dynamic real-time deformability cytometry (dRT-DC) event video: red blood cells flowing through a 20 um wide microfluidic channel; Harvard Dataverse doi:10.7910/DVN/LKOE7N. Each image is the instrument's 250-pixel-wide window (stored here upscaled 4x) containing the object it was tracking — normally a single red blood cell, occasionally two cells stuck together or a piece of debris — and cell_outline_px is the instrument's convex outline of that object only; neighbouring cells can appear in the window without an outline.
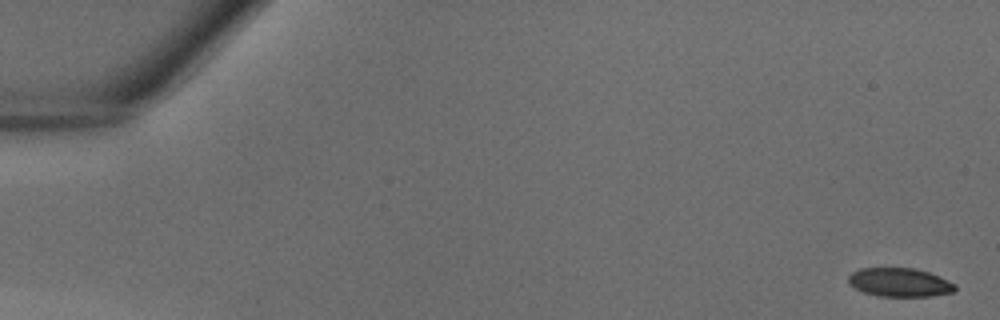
{"species": "common noctule bat (a hibernating species)", "species_latin": "Nyctalus noctula", "temperature_condition": "warm", "stored_images_in_passage": 4, "camera_frame_rate_fps": 3000, "um_per_image_px": 0.085, "animal": {"sex": "male", "body_mass_g": 18.8}, "frame": {"image": 1, "passage_image": 1, "time_ms": 0.0, "image_size_px": [1000, 320], "cell_outline_px": [[956, 288], [952, 292], [932, 296], [880, 296], [864, 292], [848, 284], [848, 276], [852, 272], [860, 268], [912, 268], [928, 272], [956, 284]], "centroid_in_image_um": [76.44, 24.0], "position_along_channel_um": 8.6, "area_um2": 17.69}}